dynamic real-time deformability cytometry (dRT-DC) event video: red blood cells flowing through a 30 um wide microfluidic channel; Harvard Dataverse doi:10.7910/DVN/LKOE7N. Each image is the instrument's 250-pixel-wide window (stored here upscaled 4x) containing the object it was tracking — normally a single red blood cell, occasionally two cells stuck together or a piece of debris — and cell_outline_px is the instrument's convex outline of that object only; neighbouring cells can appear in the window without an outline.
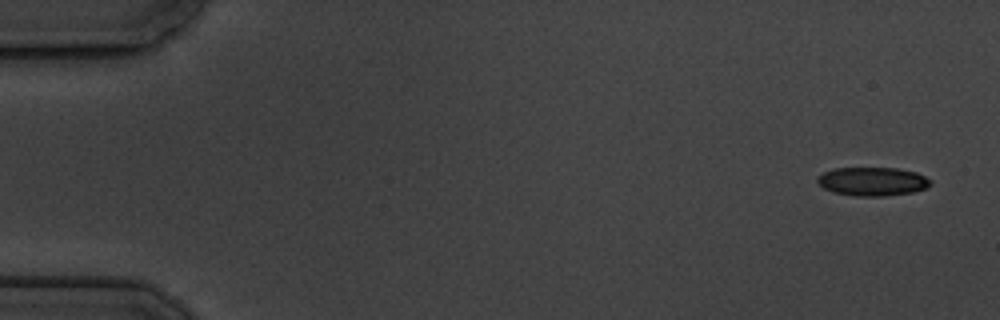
{"species": "common noctule bat (a hibernating species)", "species_latin": "Nyctalus noctula", "temperature_condition": "cold", "stored_images_in_passage": 6, "camera_frame_rate_fps": 3000, "um_per_image_px": 0.085, "animal": {"sex": "male", "body_mass_g": 19.5, "forearm_length_mm": 54.6}, "frame": {"image": 1, "passage_image": 1, "time_ms": 0.0, "image_size_px": [1000, 320], "cell_outline_px": [[932, 184], [924, 188], [912, 192], [884, 196], [856, 196], [832, 192], [824, 188], [816, 180], [824, 172], [832, 168], [896, 168], [916, 172], [932, 180]], "centroid_in_image_um": [74.17, 15.42], "position_along_channel_um": 10.8, "area_um2": 18.79}}
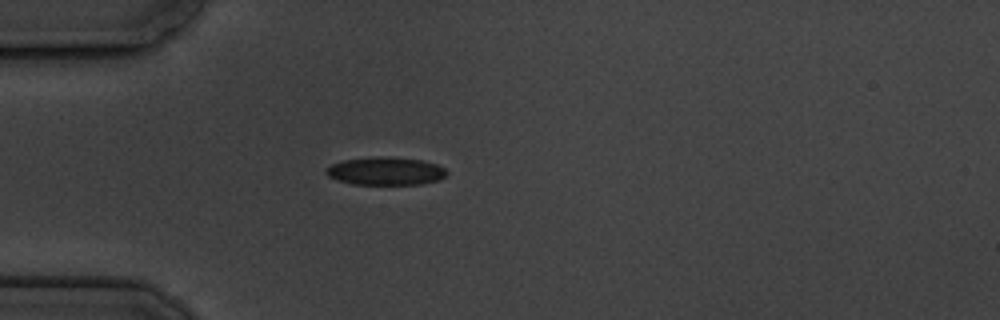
{"frame": {"image": 2, "passage_image": 5, "time_ms": 4.667, "image_size_px": [1000, 320], "cell_outline_px": [[448, 172], [440, 180], [420, 184], [352, 184], [336, 180], [328, 176], [324, 172], [332, 164], [344, 160], [376, 156], [392, 156], [424, 160], [436, 164], [444, 168]], "centroid_in_image_um": [32.79, 14.53], "position_along_channel_um": 52.2, "area_um2": 19.83}}